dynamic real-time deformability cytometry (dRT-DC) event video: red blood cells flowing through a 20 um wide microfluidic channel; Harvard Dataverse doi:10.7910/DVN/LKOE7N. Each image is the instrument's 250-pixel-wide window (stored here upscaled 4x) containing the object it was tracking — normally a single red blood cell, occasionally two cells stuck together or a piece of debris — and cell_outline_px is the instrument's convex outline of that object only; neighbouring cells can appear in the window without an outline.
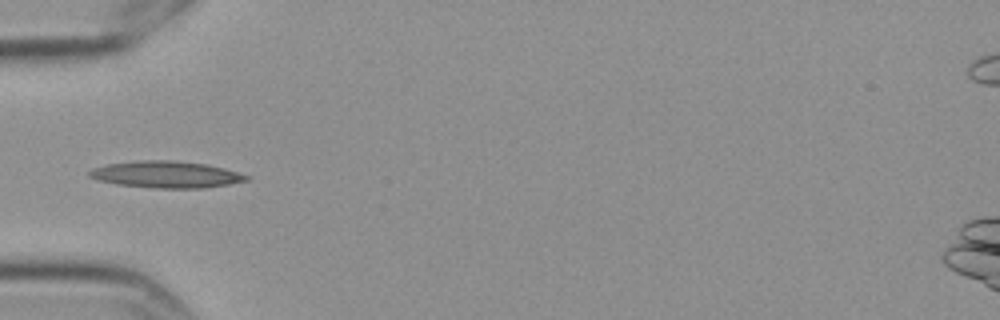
{"species": "Egyptian fruit bat (a non-hibernating species)", "species_latin": "Rousettus aegyptiacus", "temperature_condition": "cold", "stored_images_in_passage": 9, "camera_frame_rate_fps": 3000, "um_per_image_px": 0.085, "frame": {"image": 1, "passage_image": 6, "time_ms": 1.667, "image_size_px": [1000, 320], "cell_outline_px": [[252, 176], [248, 180], [228, 184], [204, 188], [156, 188], [116, 184], [96, 180], [88, 176], [88, 172], [92, 168], [108, 164], [140, 160], [176, 160], [208, 164], [224, 168]], "centroid_in_image_um": [14.13, 14.82], "position_along_channel_um": 70.9, "area_um2": 24.62}}
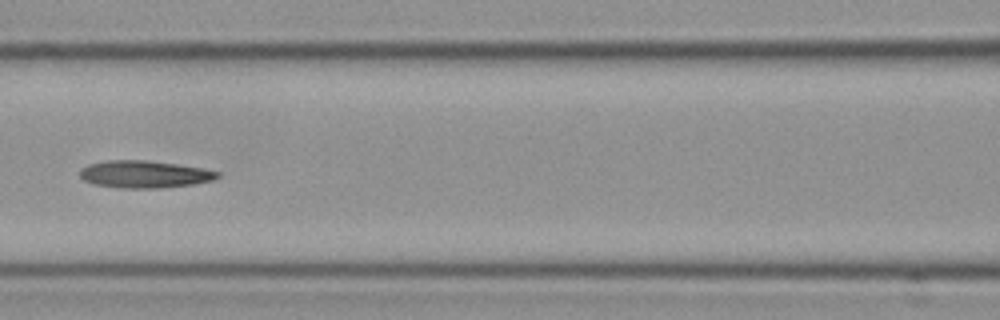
{"frame": {"image": 2, "passage_image": 8, "time_ms": 2.333, "image_size_px": [1000, 320], "cell_outline_px": [[220, 176], [212, 180], [192, 184], [160, 188], [120, 188], [92, 184], [84, 180], [80, 176], [80, 168], [88, 164], [108, 160], [144, 160], [176, 164], [204, 168], [220, 172]], "centroid_in_image_um": [12.25, 14.81], "position_along_channel_um": 154.3, "area_um2": 21.91}}
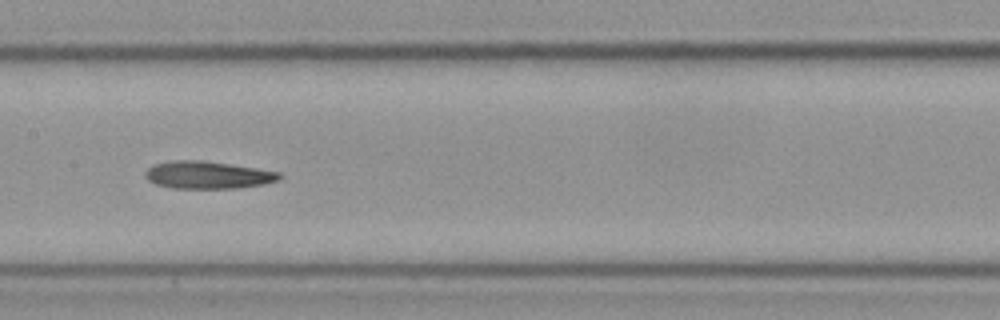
{"frame": {"image": 3, "passage_image": 9, "time_ms": 2.667, "image_size_px": [1000, 320], "cell_outline_px": [[284, 176], [280, 180], [264, 184], [236, 188], [172, 188], [156, 184], [148, 180], [144, 176], [144, 172], [148, 168], [156, 164], [172, 160], [200, 160], [256, 168], [280, 172]], "centroid_in_image_um": [17.67, 14.87], "position_along_channel_um": 189.7, "area_um2": 21.44}}